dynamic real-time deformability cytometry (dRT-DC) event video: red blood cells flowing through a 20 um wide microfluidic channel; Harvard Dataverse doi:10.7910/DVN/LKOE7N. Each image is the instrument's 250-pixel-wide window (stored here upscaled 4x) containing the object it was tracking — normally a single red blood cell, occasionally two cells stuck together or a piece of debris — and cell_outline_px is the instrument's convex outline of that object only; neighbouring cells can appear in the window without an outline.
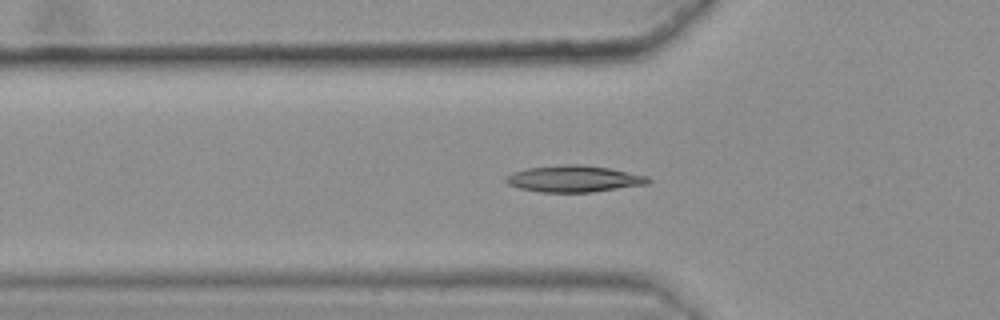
{"species": "common noctule bat (a hibernating species)", "species_latin": "Nyctalus noctula", "temperature_condition": "warm", "stored_images_in_passage": 41, "camera_frame_rate_fps": 3000, "um_per_image_px": 0.085, "animal": {"sex": "female", "body_mass_g": 25.1}, "frame": {"image": 1, "passage_image": 12, "time_ms": 3.667, "image_size_px": [1000, 320], "cell_outline_px": [[652, 180], [648, 184], [592, 192], [540, 192], [520, 188], [508, 184], [504, 180], [512, 172], [528, 168], [564, 164], [580, 164], [608, 168], [648, 176]], "centroid_in_image_um": [48.8, 15.2], "position_along_channel_um": 77.0, "area_um2": 21.91}}
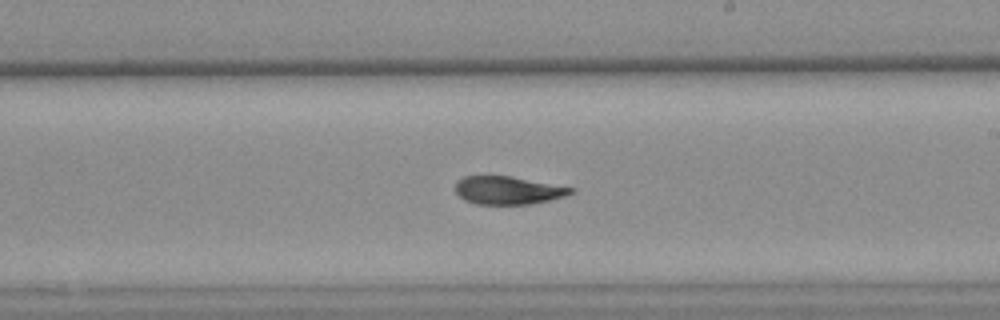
{"frame": {"image": 2, "passage_image": 26, "time_ms": 8.333, "image_size_px": [1000, 320], "cell_outline_px": [[576, 192], [564, 196], [532, 204], [476, 204], [464, 200], [456, 192], [456, 184], [464, 176], [512, 176], [576, 188]], "centroid_in_image_um": [43.22, 16.17], "position_along_channel_um": 245.8, "area_um2": 18.84}}
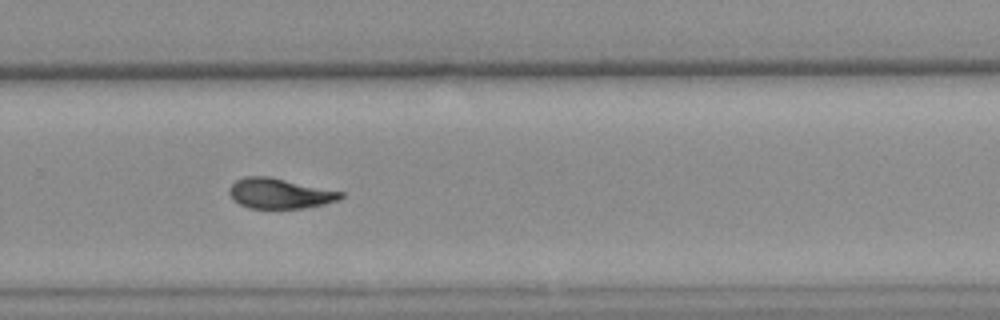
{"frame": {"image": 3, "passage_image": 31, "time_ms": 10.0, "image_size_px": [1000, 320], "cell_outline_px": [[344, 196], [336, 200], [324, 204], [304, 208], [248, 208], [232, 200], [228, 192], [232, 184], [236, 180], [244, 176], [268, 176], [344, 192]], "centroid_in_image_um": [23.74, 16.44], "position_along_channel_um": 306.1, "area_um2": 19.59}, "authors_computed_cell_mechanics": {"area_um2": 20.1144, "velocity_mm_per_s": 3.6184, "shape_relaxation_time_tau1_ms": null, "shape_relaxation_time_tau2_ms": 4.2132, "deformation_change_tau1": null, "deformation_change_tau2": 0.0974}}